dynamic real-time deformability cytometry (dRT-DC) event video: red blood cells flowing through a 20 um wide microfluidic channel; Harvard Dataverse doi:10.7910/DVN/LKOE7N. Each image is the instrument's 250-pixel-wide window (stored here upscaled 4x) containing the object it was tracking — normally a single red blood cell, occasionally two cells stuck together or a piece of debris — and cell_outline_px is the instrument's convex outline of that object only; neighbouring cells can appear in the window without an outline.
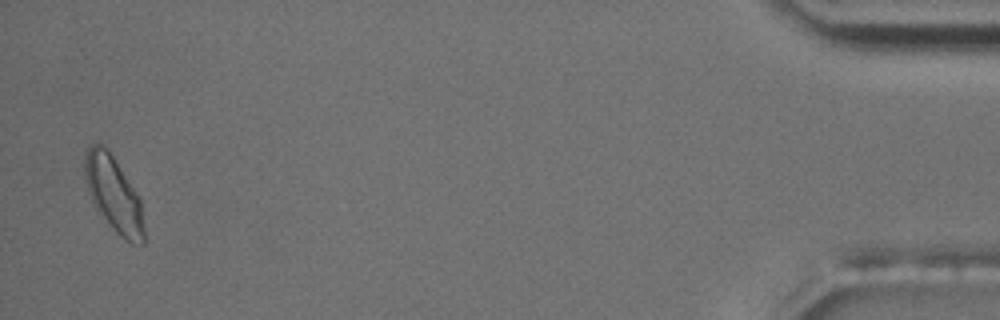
{"species": "common noctule bat (a hibernating species)", "species_latin": "Nyctalus noctula", "temperature_condition": "room temperature", "stored_images_in_passage": 15, "camera_frame_rate_fps": 3000, "um_per_image_px": 0.085, "animal": {"sex": "male", "body_mass_g": 17.5, "forearm_length_mm": 52.3}, "frame": {"image": 1, "passage_image": 15, "time_ms": 18.0, "image_size_px": [1000, 320], "cell_outline_px": [[144, 244], [132, 244], [124, 240], [112, 228], [96, 208], [88, 192], [84, 176], [84, 156], [88, 148], [92, 144], [104, 144], [108, 148], [140, 196], [144, 224]], "centroid_in_image_um": [9.67, 16.49], "position_along_channel_um": 425.5, "area_um2": 26.36}, "authors_computed_cell_mechanics": {"area_um2": 20.808, "velocity_mm_per_s": 3.6159, "shape_relaxation_time_tau1_ms": 4.12, "shape_relaxation_time_tau2_ms": null, "deformation_change_tau1": 0.0923, "deformation_change_tau2": null}}